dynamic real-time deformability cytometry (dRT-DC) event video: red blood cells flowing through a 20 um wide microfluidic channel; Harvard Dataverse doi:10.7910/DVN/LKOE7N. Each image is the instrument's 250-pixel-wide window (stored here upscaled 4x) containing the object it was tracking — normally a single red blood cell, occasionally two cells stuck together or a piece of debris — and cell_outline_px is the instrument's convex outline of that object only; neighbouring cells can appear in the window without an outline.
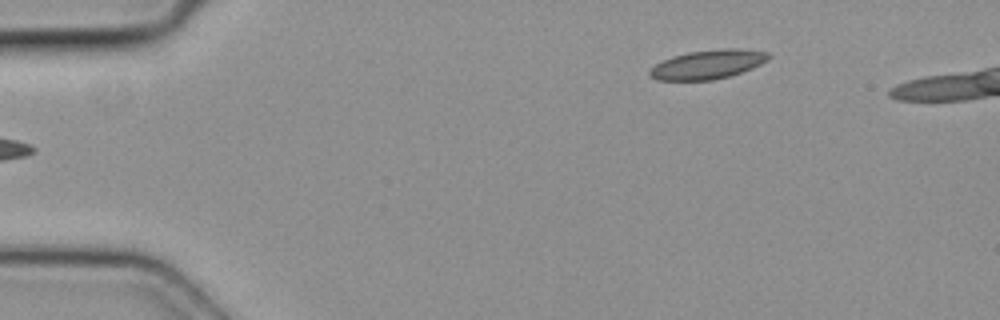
{"species": "common noctule bat (a hibernating species)", "species_latin": "Nyctalus noctula", "temperature_condition": "cold", "stored_images_in_passage": 2, "camera_frame_rate_fps": 3000, "um_per_image_px": 0.085, "animal": {"sex": "female", "body_mass_g": 19.3, "forearm_length_mm": 54.1}, "frame": {"image": 1, "passage_image": 2, "time_ms": 0.333, "image_size_px": [1000, 320], "cell_outline_px": [[772, 56], [768, 60], [752, 68], [732, 76], [712, 80], [656, 80], [648, 72], [648, 68], [672, 56], [688, 52], [720, 48], [740, 48], [768, 52]], "centroid_in_image_um": [60.19, 5.47], "position_along_channel_um": 24.8, "area_um2": 20.35}}